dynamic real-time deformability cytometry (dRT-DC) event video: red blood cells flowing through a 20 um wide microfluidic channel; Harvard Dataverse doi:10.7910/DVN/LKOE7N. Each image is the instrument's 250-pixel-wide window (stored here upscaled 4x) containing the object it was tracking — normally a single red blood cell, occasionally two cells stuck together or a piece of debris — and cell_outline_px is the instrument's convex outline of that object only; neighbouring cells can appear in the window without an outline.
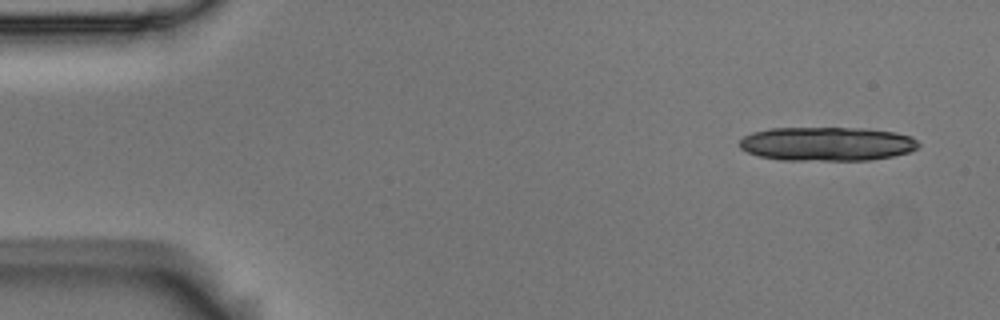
{"species": "Egyptian fruit bat (a non-hibernating species)", "species_latin": "Rousettus aegyptiacus", "temperature_condition": "room temperature", "stored_images_in_passage": 9, "camera_frame_rate_fps": 3000, "um_per_image_px": 0.085, "animal": {"sex": "male"}, "frame": {"image": 1, "passage_image": 1, "time_ms": 0.0, "image_size_px": [1000, 320], "cell_outline_px": [[920, 144], [916, 148], [908, 152], [892, 156], [868, 160], [784, 160], [760, 156], [748, 152], [740, 148], [740, 140], [744, 136], [752, 132], [768, 128], [868, 128], [896, 132], [912, 136]], "centroid_in_image_um": [70.3, 12.22], "position_along_channel_um": 14.7, "area_um2": 35.49}}
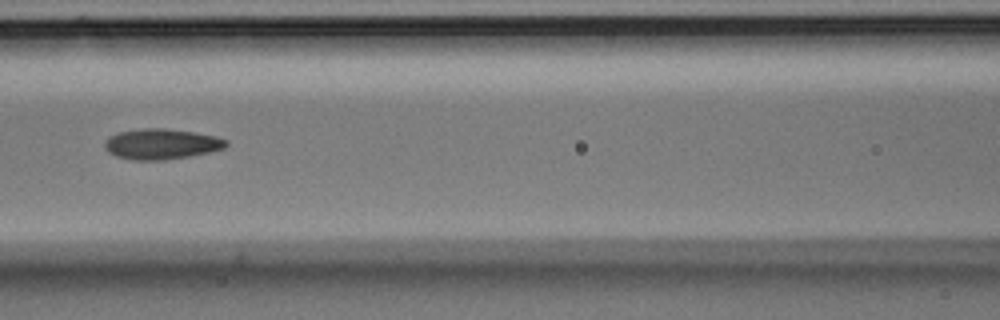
{"frame": {"image": 2, "passage_image": 7, "time_ms": 2.0, "image_size_px": [1000, 320], "cell_outline_px": [[228, 144], [224, 148], [208, 152], [188, 156], [164, 160], [132, 160], [116, 156], [108, 152], [104, 148], [104, 144], [108, 136], [116, 132], [144, 128], [164, 128], [192, 132], [216, 136], [228, 140]], "centroid_in_image_um": [13.68, 12.24], "position_along_channel_um": 152.9, "area_um2": 21.62}}
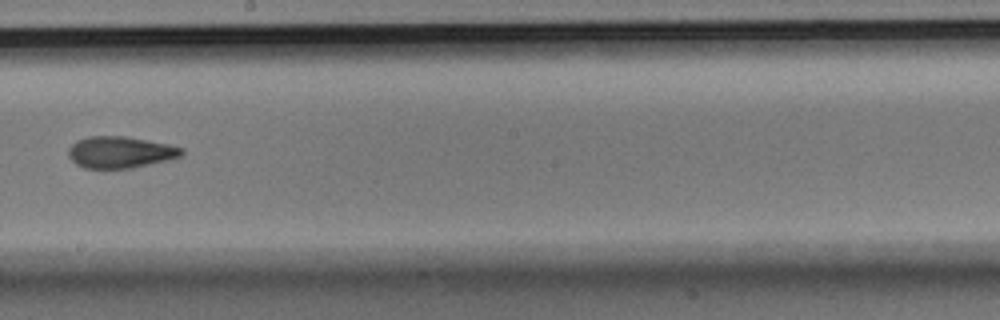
{"frame": {"image": 3, "passage_image": 9, "time_ms": 2.667, "image_size_px": [1000, 320], "cell_outline_px": [[184, 152], [180, 156], [168, 160], [132, 168], [84, 168], [76, 164], [68, 156], [68, 148], [76, 140], [88, 136], [124, 136], [168, 144], [184, 148]], "centroid_in_image_um": [10.2, 12.93], "position_along_channel_um": 238.0, "area_um2": 20.87}}